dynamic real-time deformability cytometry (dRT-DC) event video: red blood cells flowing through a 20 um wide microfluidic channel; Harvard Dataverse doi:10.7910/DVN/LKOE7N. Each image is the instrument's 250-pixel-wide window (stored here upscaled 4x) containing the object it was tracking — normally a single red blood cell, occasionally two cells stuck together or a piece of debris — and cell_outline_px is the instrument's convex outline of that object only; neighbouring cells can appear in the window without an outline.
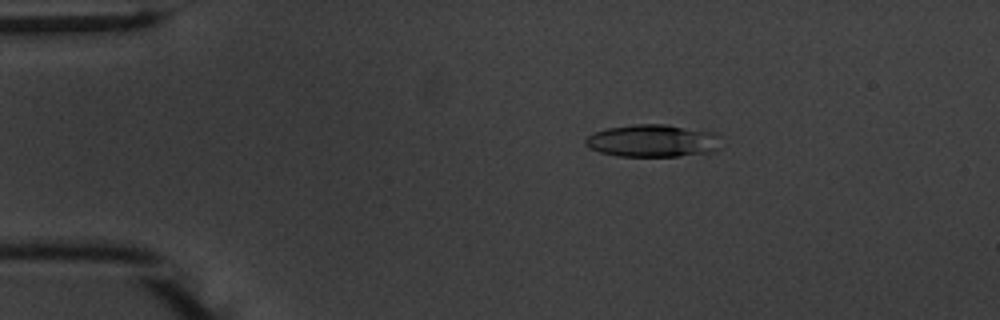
{"species": "common noctule bat (a hibernating species)", "species_latin": "Nyctalus noctula", "temperature_condition": "warm", "stored_images_in_passage": 54, "camera_frame_rate_fps": 3000, "um_per_image_px": 0.085, "animal": {"sex": "male", "body_mass_g": 20.1, "forearm_length_mm": 53.5}, "frame": {"image": 1, "passage_image": 10, "time_ms": 3.0, "image_size_px": [1000, 320], "cell_outline_px": [[716, 148], [712, 152], [680, 156], [616, 156], [600, 152], [584, 144], [584, 140], [588, 136], [596, 132], [608, 128], [632, 124], [668, 124], [716, 132]], "centroid_in_image_um": [55.44, 11.96], "position_along_channel_um": 29.6, "area_um2": 25.49}}
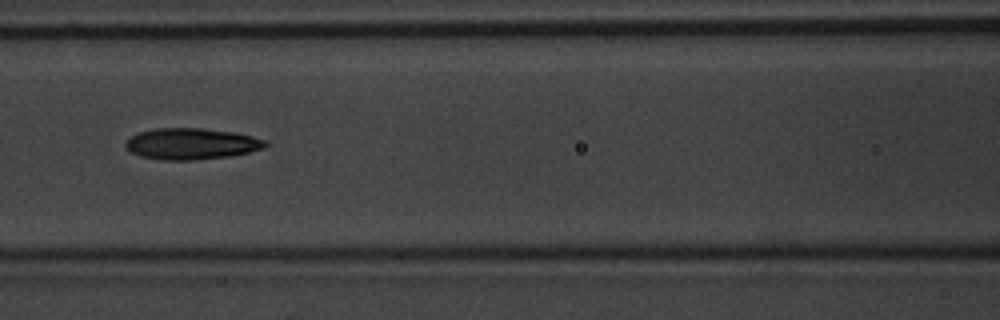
{"frame": {"image": 2, "passage_image": 24, "time_ms": 7.667, "image_size_px": [1000, 320], "cell_outline_px": [[268, 144], [264, 148], [232, 156], [192, 160], [164, 160], [140, 156], [128, 152], [124, 148], [124, 140], [140, 132], [156, 128], [204, 128], [232, 132], [252, 136], [268, 140]], "centroid_in_image_um": [16.24, 12.22], "position_along_channel_um": 150.4, "area_um2": 25.72}}
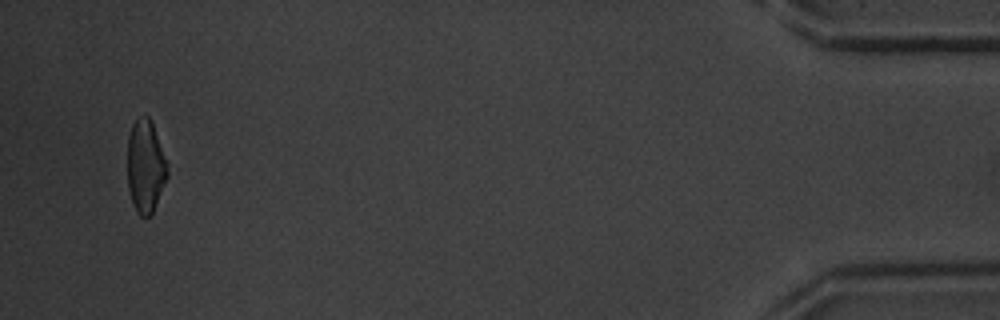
{"frame": {"image": 3, "passage_image": 52, "time_ms": 17.0, "image_size_px": [1000, 320], "cell_outline_px": [[168, 176], [152, 212], [148, 216], [140, 216], [136, 212], [132, 204], [128, 188], [128, 136], [132, 124], [136, 116], [148, 116], [152, 120], [168, 160]], "centroid_in_image_um": [12.38, 14.08], "position_along_channel_um": 422.8, "area_um2": 22.08}, "authors_computed_cell_mechanics": {"area_um2": 24.8251, "velocity_mm_per_s": 3.7655, "shape_relaxation_time_tau1_ms": 4.1261, "shape_relaxation_time_tau2_ms": 5.9077, "deformation_change_tau1": 0.1659, "deformation_change_tau2": 0.1663}}